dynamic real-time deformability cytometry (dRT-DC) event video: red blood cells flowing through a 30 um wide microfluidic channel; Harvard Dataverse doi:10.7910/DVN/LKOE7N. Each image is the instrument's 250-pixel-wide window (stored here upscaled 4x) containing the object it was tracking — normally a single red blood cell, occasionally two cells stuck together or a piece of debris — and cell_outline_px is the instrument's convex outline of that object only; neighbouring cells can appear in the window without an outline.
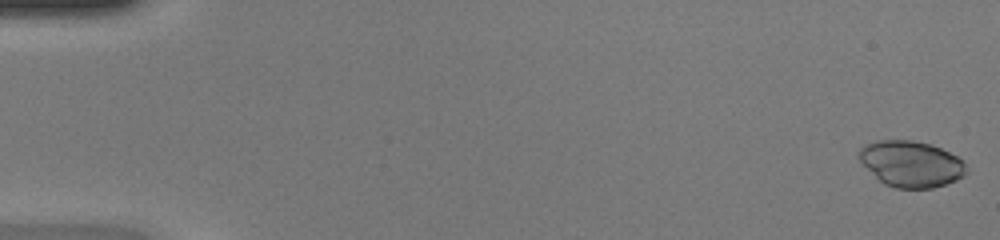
{"species": "common noctule bat (a hibernating species)", "species_latin": "Nyctalus noctula", "temperature_condition": "warm", "stored_images_in_passage": 49, "camera_frame_rate_fps": 3000, "um_per_image_px": 0.085, "animal": {"sex": "female", "body_mass_g": 20.0, "forearm_length_mm": 54.0}, "frame": {"image": 1, "passage_image": 1, "time_ms": 0.0, "image_size_px": [1000, 240], "cell_outline_px": [[968, 172], [964, 176], [956, 180], [932, 188], [896, 188], [884, 184], [860, 160], [856, 152], [864, 144], [876, 140], [912, 140], [932, 144], [956, 156], [964, 164]], "centroid_in_image_um": [77.42, 13.91], "position_along_channel_um": 7.6, "area_um2": 28.67}}
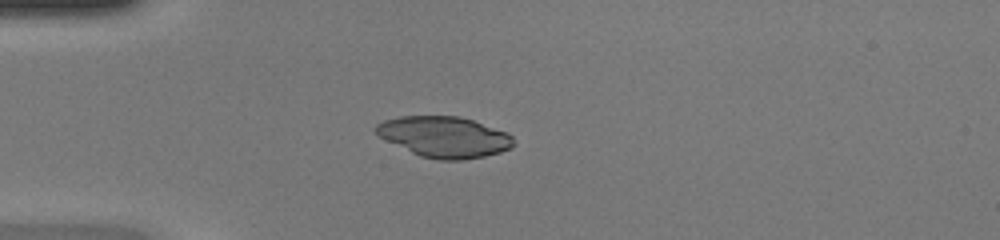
{"frame": {"image": 2, "passage_image": 14, "time_ms": 4.333, "image_size_px": [1000, 240], "cell_outline_px": [[512, 148], [500, 152], [484, 156], [460, 160], [440, 160], [420, 156], [380, 136], [372, 128], [376, 124], [384, 120], [400, 116], [460, 116], [472, 120], [504, 132], [512, 136]], "centroid_in_image_um": [37.74, 11.63], "position_along_channel_um": 47.3, "area_um2": 32.25}}